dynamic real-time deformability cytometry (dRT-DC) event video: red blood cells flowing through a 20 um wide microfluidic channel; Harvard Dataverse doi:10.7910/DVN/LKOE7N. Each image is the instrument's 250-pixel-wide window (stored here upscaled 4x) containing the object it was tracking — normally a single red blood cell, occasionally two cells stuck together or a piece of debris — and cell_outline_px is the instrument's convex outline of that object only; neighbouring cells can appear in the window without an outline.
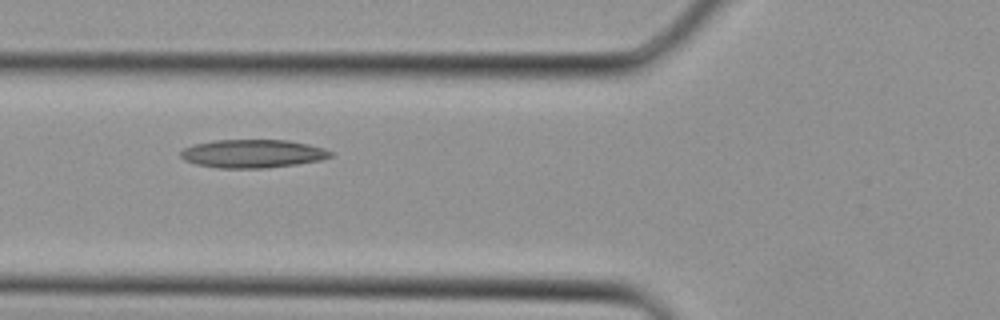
{"species": "Egyptian fruit bat (a non-hibernating species)", "species_latin": "Rousettus aegyptiacus", "temperature_condition": "cold", "stored_images_in_passage": 3, "camera_frame_rate_fps": 3000, "um_per_image_px": 0.085, "animal": {"sex": "female"}, "frame": {"image": 1, "passage_image": 3, "time_ms": 0.667, "image_size_px": [1000, 320], "cell_outline_px": [[332, 156], [320, 160], [296, 164], [268, 168], [216, 168], [196, 164], [184, 160], [180, 156], [180, 152], [184, 148], [196, 144], [212, 140], [288, 140], [308, 144], [324, 148], [332, 152]], "centroid_in_image_um": [21.47, 13.06], "position_along_channel_um": 104.3, "area_um2": 24.74}}